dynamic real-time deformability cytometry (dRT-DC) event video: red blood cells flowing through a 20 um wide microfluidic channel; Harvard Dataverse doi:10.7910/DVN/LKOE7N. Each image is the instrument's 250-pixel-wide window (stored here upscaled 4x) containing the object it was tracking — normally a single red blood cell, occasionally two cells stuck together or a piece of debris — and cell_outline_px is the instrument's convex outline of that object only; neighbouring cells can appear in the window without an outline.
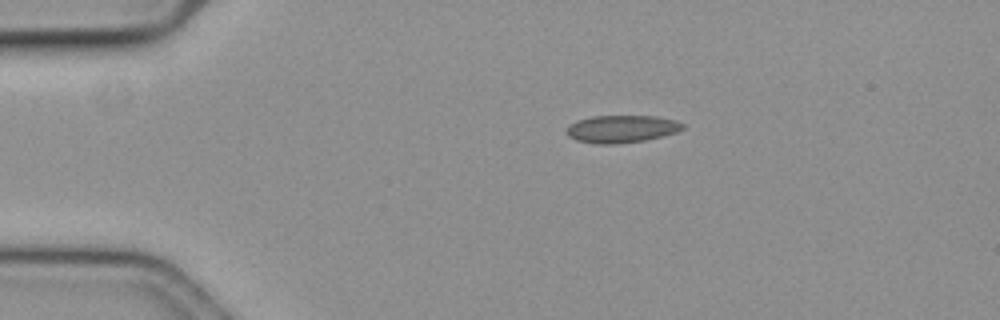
{"species": "common noctule bat (a hibernating species)", "species_latin": "Nyctalus noctula", "temperature_condition": "cold", "stored_images_in_passage": 47, "camera_frame_rate_fps": 3000, "um_per_image_px": 0.085, "animal": {"sex": "female", "body_mass_g": 19.3, "forearm_length_mm": 54.1}, "frame": {"image": 1, "passage_image": 1, "time_ms": 0.0, "image_size_px": [1000, 320], "cell_outline_px": [[684, 128], [676, 132], [664, 136], [644, 140], [616, 144], [596, 144], [576, 140], [568, 136], [564, 132], [568, 124], [576, 120], [592, 116], [656, 116], [676, 120], [684, 124]], "centroid_in_image_um": [52.79, 10.95], "position_along_channel_um": 32.2, "area_um2": 18.84}}
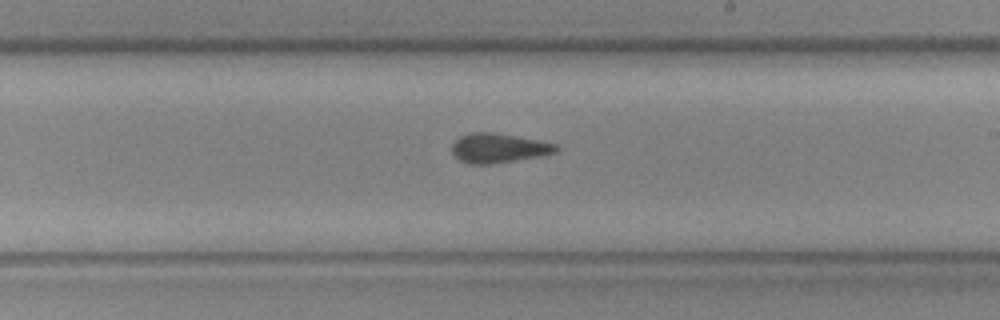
{"frame": {"image": 2, "passage_image": 23, "time_ms": 7.333, "image_size_px": [1000, 320], "cell_outline_px": [[560, 148], [556, 152], [540, 156], [492, 164], [468, 164], [460, 160], [452, 152], [452, 144], [460, 136], [472, 132], [492, 132], [536, 140], [556, 144]], "centroid_in_image_um": [42.36, 12.59], "position_along_channel_um": 246.6, "area_um2": 17.69}}
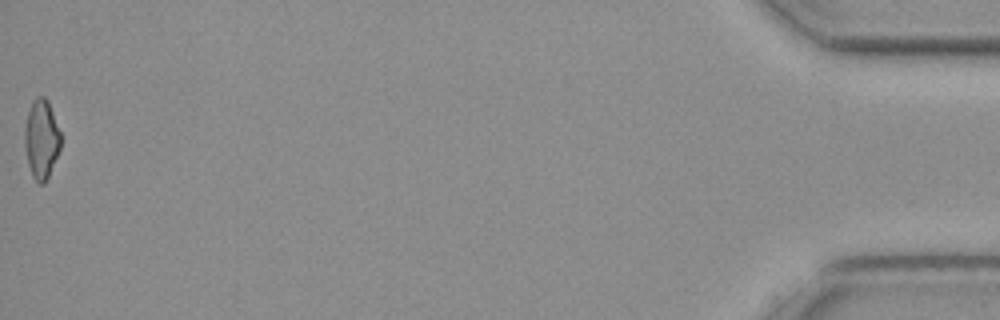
{"frame": {"image": 3, "passage_image": 47, "time_ms": 15.333, "image_size_px": [1000, 320], "cell_outline_px": [[60, 148], [48, 176], [44, 184], [40, 184], [32, 176], [28, 164], [24, 144], [24, 128], [28, 112], [32, 100], [36, 96], [44, 96], [48, 100], [60, 132]], "centroid_in_image_um": [3.5, 11.79], "position_along_channel_um": 431.7, "area_um2": 16.53}, "authors_computed_cell_mechanics": {"area_um2": 17.7446, "velocity_mm_per_s": 3.616, "shape_relaxation_time_tau1_ms": null, "shape_relaxation_time_tau2_ms": 2.9793, "deformation_change_tau1": null, "deformation_change_tau2": 0.0895}}